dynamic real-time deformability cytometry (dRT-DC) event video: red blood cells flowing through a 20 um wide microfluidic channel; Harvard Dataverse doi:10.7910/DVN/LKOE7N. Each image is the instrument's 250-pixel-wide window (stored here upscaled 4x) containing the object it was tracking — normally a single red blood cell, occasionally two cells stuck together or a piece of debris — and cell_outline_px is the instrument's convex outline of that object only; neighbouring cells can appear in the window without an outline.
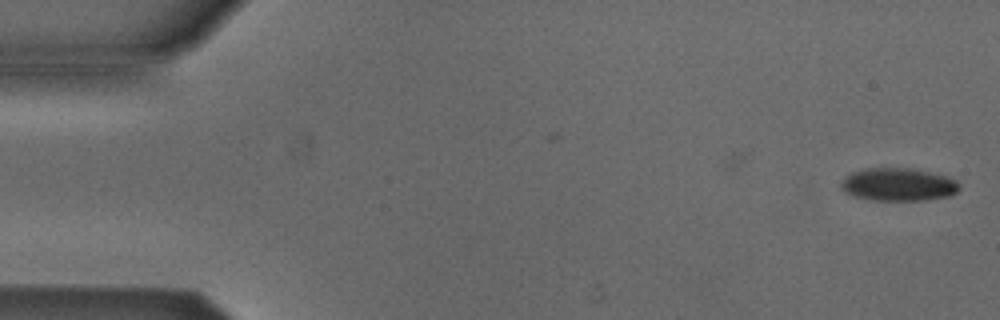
{"species": "Egyptian fruit bat (a non-hibernating species)", "species_latin": "Rousettus aegyptiacus", "temperature_condition": "cold", "stored_images_in_passage": 2, "camera_frame_rate_fps": 3000, "um_per_image_px": 0.085, "animal": {"sex": "male"}, "frame": {"image": 1, "passage_image": 2, "time_ms": 1.0, "image_size_px": [1000, 320], "cell_outline_px": [[960, 188], [956, 192], [948, 196], [924, 200], [872, 200], [856, 196], [844, 192], [840, 188], [840, 184], [852, 172], [864, 168], [912, 168], [948, 176], [956, 180], [960, 184]], "centroid_in_image_um": [76.38, 15.68], "position_along_channel_um": 8.6, "area_um2": 22.66}}